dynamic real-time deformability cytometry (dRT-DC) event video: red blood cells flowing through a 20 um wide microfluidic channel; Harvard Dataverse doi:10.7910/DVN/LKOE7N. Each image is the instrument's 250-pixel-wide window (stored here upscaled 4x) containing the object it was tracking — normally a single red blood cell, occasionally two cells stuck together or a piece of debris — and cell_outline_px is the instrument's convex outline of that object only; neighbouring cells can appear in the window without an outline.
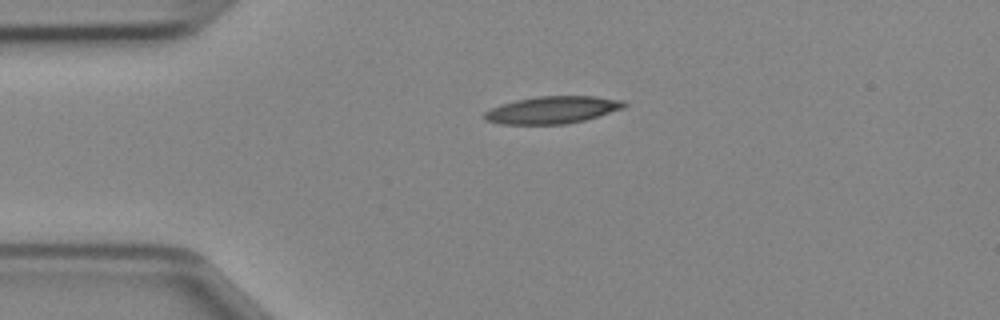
{"species": "Egyptian fruit bat (a non-hibernating species)", "species_latin": "Rousettus aegyptiacus", "temperature_condition": "cold", "stored_images_in_passage": 37, "camera_frame_rate_fps": 3000, "um_per_image_px": 0.085, "animal": {"sex": "female"}, "frame": {"image": 1, "passage_image": 1, "time_ms": 0.0, "image_size_px": [1000, 320], "cell_outline_px": [[628, 104], [624, 108], [584, 120], [564, 124], [500, 124], [484, 120], [484, 112], [500, 104], [516, 100], [536, 96], [596, 96], [624, 100]], "centroid_in_image_um": [46.96, 9.33], "position_along_channel_um": 38.0, "area_um2": 22.25}}
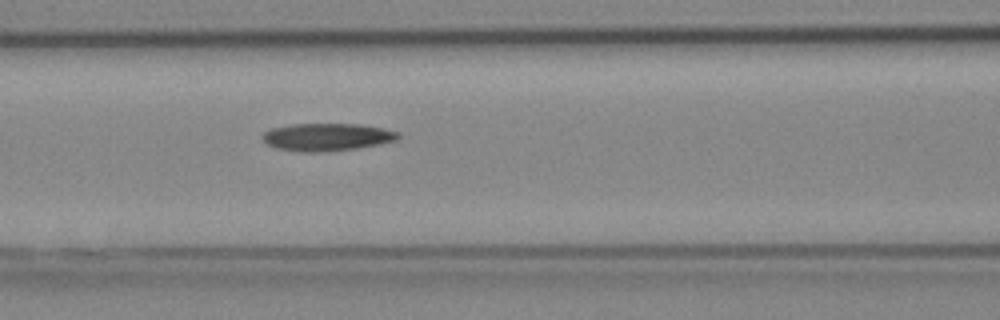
{"frame": {"image": 2, "passage_image": 10, "time_ms": 3.0, "image_size_px": [1000, 320], "cell_outline_px": [[400, 136], [396, 140], [380, 144], [356, 148], [328, 152], [300, 152], [276, 148], [268, 144], [260, 136], [264, 132], [272, 128], [292, 124], [360, 124], [384, 128], [396, 132]], "centroid_in_image_um": [27.77, 11.65], "position_along_channel_um": 138.8, "area_um2": 21.85}}
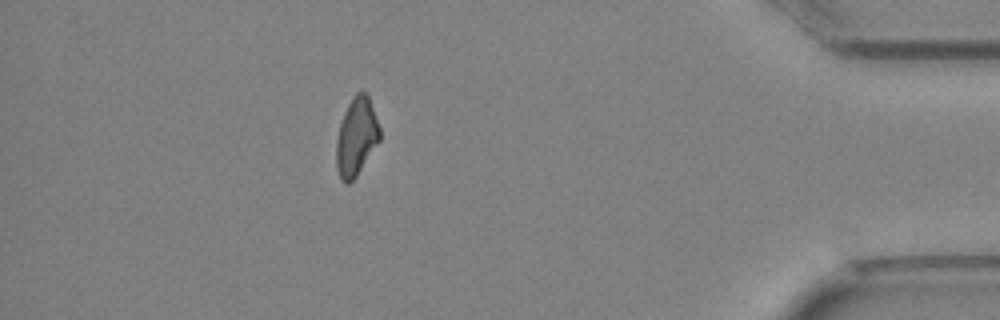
{"frame": {"image": 3, "passage_image": 32, "time_ms": 10.333, "image_size_px": [1000, 320], "cell_outline_px": [[380, 140], [356, 176], [348, 184], [344, 184], [340, 180], [336, 168], [336, 140], [340, 124], [344, 112], [348, 104], [356, 92], [364, 92], [368, 96], [380, 128]], "centroid_in_image_um": [30.27, 11.66], "position_along_channel_um": 404.9, "area_um2": 19.65}}